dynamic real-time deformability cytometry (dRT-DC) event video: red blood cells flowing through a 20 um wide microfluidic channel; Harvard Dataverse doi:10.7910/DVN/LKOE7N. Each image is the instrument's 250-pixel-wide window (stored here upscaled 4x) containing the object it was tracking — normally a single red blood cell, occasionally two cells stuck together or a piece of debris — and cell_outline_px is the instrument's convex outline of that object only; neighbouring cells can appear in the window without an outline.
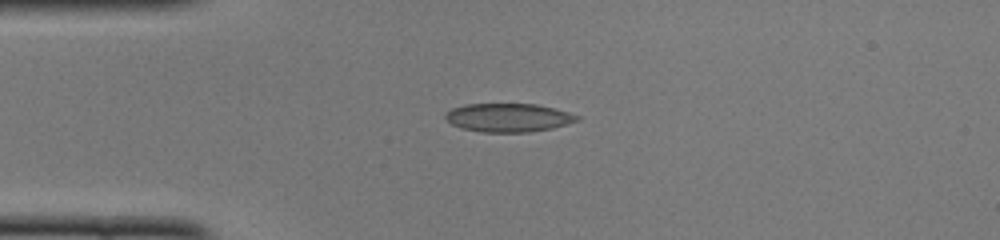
{"species": "common noctule bat (a hibernating species)", "species_latin": "Nyctalus noctula", "temperature_condition": "cold", "stored_images_in_passage": 39, "camera_frame_rate_fps": 3000, "um_per_image_px": 0.085, "animal": {"sex": "female", "body_mass_g": 22.0, "forearm_length_mm": 56.7}, "frame": {"image": 1, "passage_image": 1, "time_ms": 0.0, "image_size_px": [1000, 240], "cell_outline_px": [[580, 120], [568, 124], [552, 128], [528, 132], [480, 132], [460, 128], [444, 120], [444, 112], [452, 108], [464, 104], [536, 104], [556, 108], [580, 116]], "centroid_in_image_um": [43.18, 9.99], "position_along_channel_um": 41.8, "area_um2": 22.2}}
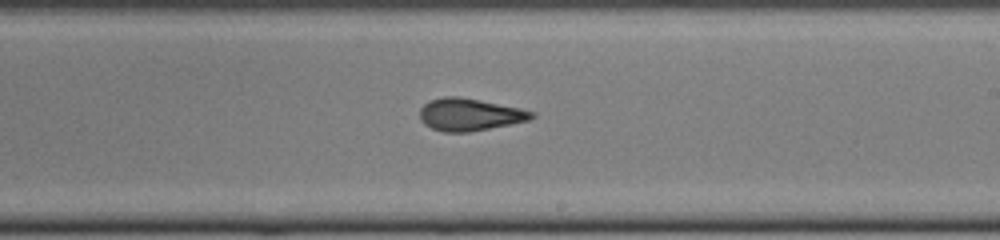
{"frame": {"image": 2, "passage_image": 18, "time_ms": 5.667, "image_size_px": [1000, 240], "cell_outline_px": [[536, 116], [528, 120], [468, 132], [444, 132], [432, 128], [424, 124], [420, 120], [420, 108], [428, 100], [444, 96], [460, 96], [520, 108], [536, 112]], "centroid_in_image_um": [39.89, 9.72], "position_along_channel_um": 249.1, "area_um2": 21.04}}
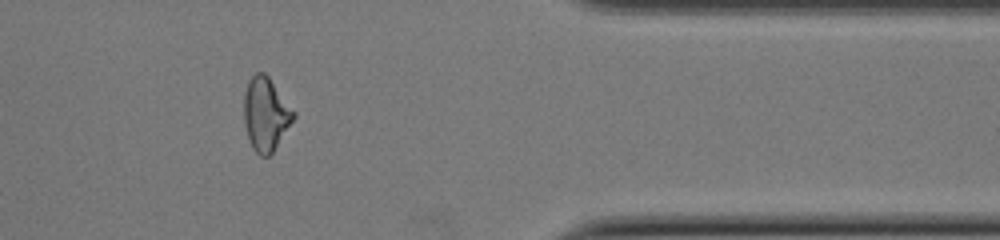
{"frame": {"image": 3, "passage_image": 30, "time_ms": 9.667, "image_size_px": [1000, 240], "cell_outline_px": [[296, 116], [272, 152], [268, 156], [260, 156], [252, 148], [248, 136], [244, 120], [244, 92], [248, 80], [256, 72], [264, 72], [268, 76], [296, 112]], "centroid_in_image_um": [22.59, 9.67], "position_along_channel_um": 388.8, "area_um2": 21.1}, "authors_computed_cell_mechanics": {"area_um2": 21.3282, "velocity_mm_per_s": 4.0103, "shape_relaxation_time_tau1_ms": null, "shape_relaxation_time_tau2_ms": 2.2487, "deformation_change_tau1": null, "deformation_change_tau2": 0.0849}}